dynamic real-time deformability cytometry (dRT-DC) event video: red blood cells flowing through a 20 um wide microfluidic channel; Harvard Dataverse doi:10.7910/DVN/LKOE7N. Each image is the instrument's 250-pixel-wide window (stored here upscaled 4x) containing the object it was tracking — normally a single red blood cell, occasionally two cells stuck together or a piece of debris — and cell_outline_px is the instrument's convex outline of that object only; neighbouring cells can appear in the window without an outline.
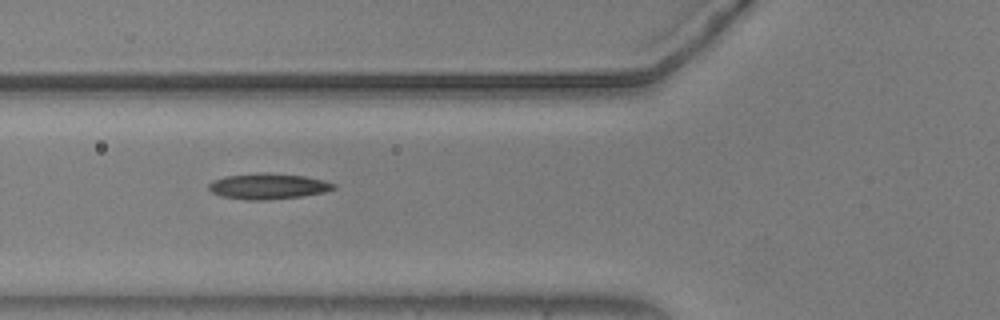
{"species": "common noctule bat (a hibernating species)", "species_latin": "Nyctalus noctula", "temperature_condition": "warm", "stored_images_in_passage": 40, "camera_frame_rate_fps": 3000, "um_per_image_px": 0.085, "animal": {"sex": "male", "body_mass_g": 20.5, "forearm_length_mm": 52.5}, "frame": {"image": 1, "passage_image": 8, "time_ms": 2.333, "image_size_px": [1000, 320], "cell_outline_px": [[336, 188], [324, 192], [300, 196], [264, 200], [248, 200], [220, 196], [212, 192], [208, 188], [208, 184], [212, 180], [224, 176], [268, 172], [304, 176], [324, 180], [336, 184]], "centroid_in_image_um": [22.77, 15.82], "position_along_channel_um": 103.0, "area_um2": 18.73}}
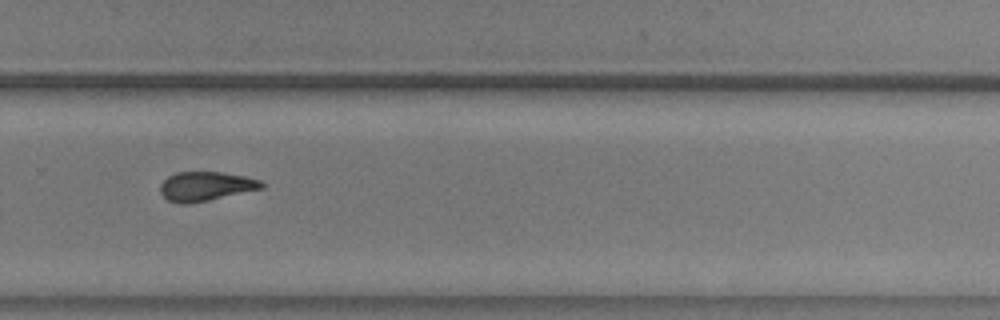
{"frame": {"image": 2, "passage_image": 25, "time_ms": 8.0, "image_size_px": [1000, 320], "cell_outline_px": [[264, 188], [208, 200], [188, 204], [180, 204], [168, 200], [160, 192], [160, 184], [168, 176], [176, 172], [220, 172], [244, 176], [260, 180], [264, 184]], "centroid_in_image_um": [17.47, 15.83], "position_along_channel_um": 312.3, "area_um2": 17.17}}
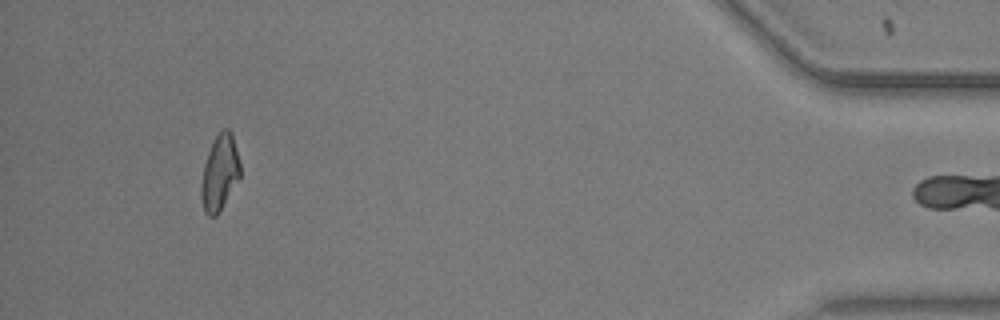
{"frame": {"image": 3, "passage_image": 39, "time_ms": 12.667, "image_size_px": [1000, 320], "cell_outline_px": [[240, 176], [216, 216], [208, 216], [204, 212], [200, 196], [200, 184], [204, 164], [208, 152], [216, 136], [224, 128], [228, 128], [232, 132], [240, 164]], "centroid_in_image_um": [18.65, 14.68], "position_along_channel_um": 416.6, "area_um2": 16.99}}